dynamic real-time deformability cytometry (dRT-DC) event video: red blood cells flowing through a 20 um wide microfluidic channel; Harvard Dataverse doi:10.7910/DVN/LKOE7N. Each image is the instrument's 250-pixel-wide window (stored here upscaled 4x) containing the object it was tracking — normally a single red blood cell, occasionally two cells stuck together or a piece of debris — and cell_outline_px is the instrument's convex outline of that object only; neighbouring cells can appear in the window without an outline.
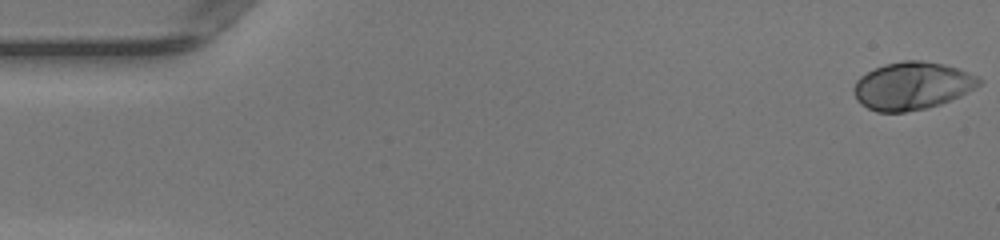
{"species": "human", "species_latin": "Homo sapiens", "temperature_condition": "warm", "stored_images_in_passage": 50, "camera_frame_rate_fps": 3000, "um_per_image_px": 0.085, "donor": {"sex": "female"}, "frame": {"image": 1, "passage_image": 1, "time_ms": 0.0, "image_size_px": [1000, 240], "cell_outline_px": [[984, 80], [976, 88], [960, 96], [940, 104], [924, 108], [904, 112], [876, 112], [860, 104], [856, 100], [852, 88], [856, 80], [860, 76], [884, 64], [904, 60], [920, 60], [940, 64], [956, 68], [980, 76]], "centroid_in_image_um": [77.52, 7.3], "position_along_channel_um": 7.5, "area_um2": 34.85}}
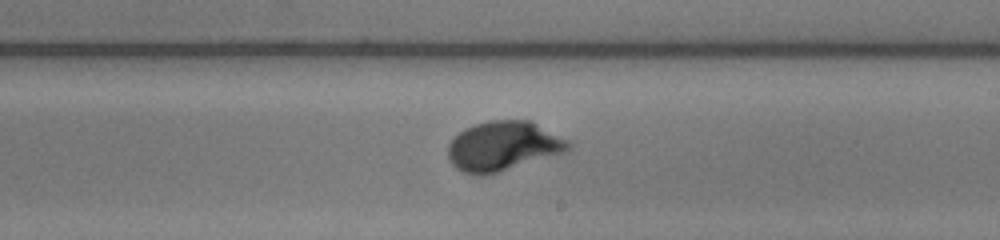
{"frame": {"image": 2, "passage_image": 29, "time_ms": 9.333, "image_size_px": [1000, 240], "cell_outline_px": [[572, 148], [568, 152], [496, 172], [480, 176], [460, 172], [448, 160], [448, 144], [464, 128], [488, 120], [532, 120], [568, 140], [572, 144]], "centroid_in_image_um": [42.79, 12.41], "position_along_channel_um": 246.2, "area_um2": 34.97}}
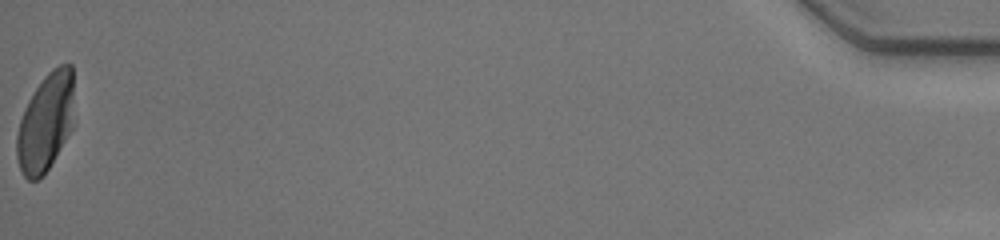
{"frame": {"image": 3, "passage_image": 50, "time_ms": 16.333, "image_size_px": [1000, 240], "cell_outline_px": [[76, 124], [44, 176], [36, 180], [28, 180], [24, 176], [20, 168], [16, 156], [16, 136], [20, 120], [28, 100], [44, 76], [52, 68], [60, 64], [72, 64]], "centroid_in_image_um": [3.93, 10.39], "position_along_channel_um": 431.3, "area_um2": 33.7}, "authors_computed_cell_mechanics": {"area_um2": 33.3795, "velocity_mm_per_s": 4.1748, "shape_relaxation_time_tau1_ms": 2.9397, "shape_relaxation_time_tau2_ms": null, "deformation_change_tau1": 0.1974, "deformation_change_tau2": null}}